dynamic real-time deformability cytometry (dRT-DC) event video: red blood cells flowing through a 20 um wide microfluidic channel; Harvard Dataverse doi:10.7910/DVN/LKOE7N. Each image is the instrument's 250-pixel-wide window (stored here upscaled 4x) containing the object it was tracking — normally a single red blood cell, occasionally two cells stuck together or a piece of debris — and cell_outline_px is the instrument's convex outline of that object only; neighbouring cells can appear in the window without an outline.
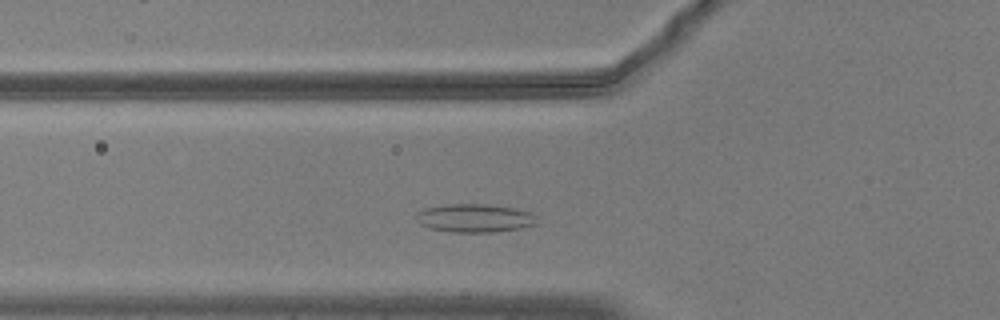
{"species": "common noctule bat (a hibernating species)", "species_latin": "Nyctalus noctula", "temperature_condition": "warm", "stored_images_in_passage": 44, "camera_frame_rate_fps": 3000, "um_per_image_px": 0.085, "animal": {"sex": "male", "body_mass_g": 20.5, "forearm_length_mm": 52.5}, "frame": {"image": 1, "passage_image": 9, "time_ms": 2.667, "image_size_px": [1000, 320], "cell_outline_px": [[536, 224], [520, 228], [492, 232], [448, 232], [428, 228], [420, 224], [416, 220], [416, 216], [424, 208], [444, 204], [488, 204], [516, 208], [532, 212], [536, 216]], "centroid_in_image_um": [40.34, 18.53], "position_along_channel_um": 85.5, "area_um2": 20.11}}
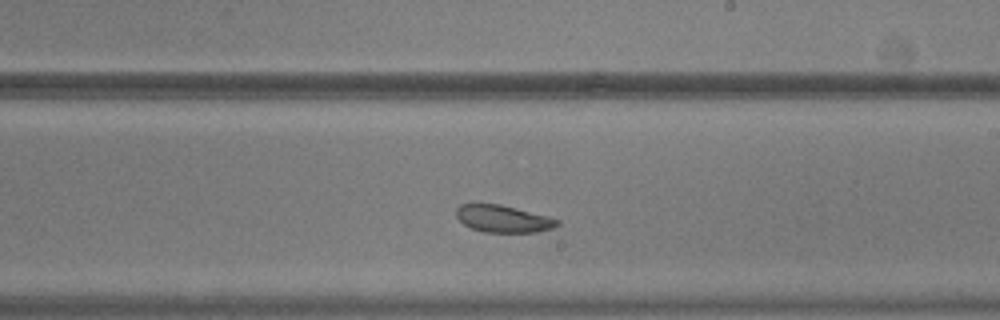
{"frame": {"image": 2, "passage_image": 22, "time_ms": 7.0, "image_size_px": [1000, 320], "cell_outline_px": [[560, 224], [552, 228], [536, 232], [484, 232], [472, 228], [464, 224], [456, 216], [456, 208], [460, 204], [472, 200], [500, 204], [548, 216], [560, 220]], "centroid_in_image_um": [42.7, 18.55], "position_along_channel_um": 246.3, "area_um2": 16.47}}
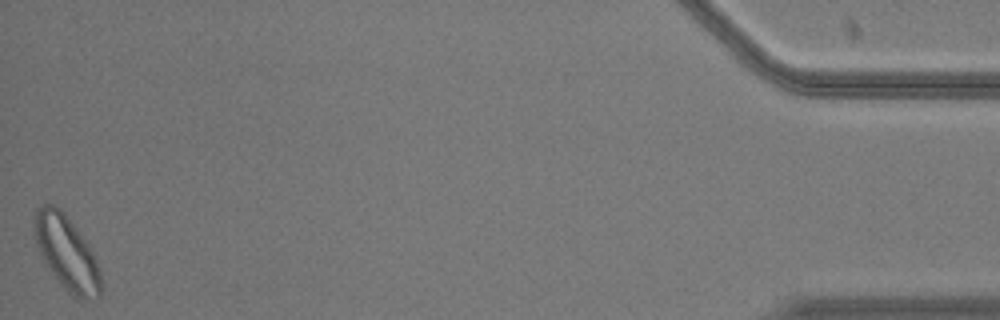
{"frame": {"image": 3, "passage_image": 44, "time_ms": 14.333, "image_size_px": [1000, 320], "cell_outline_px": [[100, 300], [84, 300], [72, 296], [60, 284], [44, 264], [36, 244], [32, 220], [36, 208], [44, 204], [56, 204], [64, 212], [88, 244], [96, 260], [100, 276]], "centroid_in_image_um": [5.63, 21.49], "position_along_channel_um": 429.6, "area_um2": 29.07}, "authors_computed_cell_mechanics": {"area_um2": 18.9873, "velocity_mm_per_s": 3.6895, "shape_relaxation_time_tau1_ms": 4.6313, "shape_relaxation_time_tau2_ms": 4.1928, "deformation_change_tau1": 0.0641, "deformation_change_tau2": 0.0895}}